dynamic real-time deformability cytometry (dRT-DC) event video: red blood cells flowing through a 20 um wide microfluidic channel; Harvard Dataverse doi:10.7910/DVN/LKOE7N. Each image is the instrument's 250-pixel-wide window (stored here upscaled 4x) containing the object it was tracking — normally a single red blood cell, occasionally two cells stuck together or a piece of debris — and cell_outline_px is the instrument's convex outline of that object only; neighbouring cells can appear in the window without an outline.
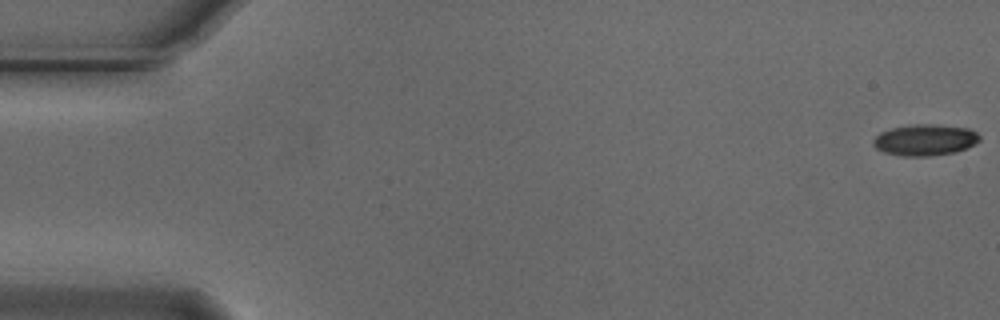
{"species": "Egyptian fruit bat (a non-hibernating species)", "species_latin": "Rousettus aegyptiacus", "temperature_condition": "cold", "stored_images_in_passage": 15, "camera_frame_rate_fps": 3000, "um_per_image_px": 0.085, "animal": {"sex": "male"}, "frame": {"image": 1, "passage_image": 1, "time_ms": 0.0, "image_size_px": [1000, 320], "cell_outline_px": [[980, 140], [976, 144], [956, 152], [928, 156], [900, 156], [884, 152], [876, 148], [872, 144], [872, 140], [880, 132], [892, 128], [916, 124], [932, 124], [968, 128], [976, 132], [980, 136]], "centroid_in_image_um": [78.62, 11.9], "position_along_channel_um": 6.4, "area_um2": 19.42}}
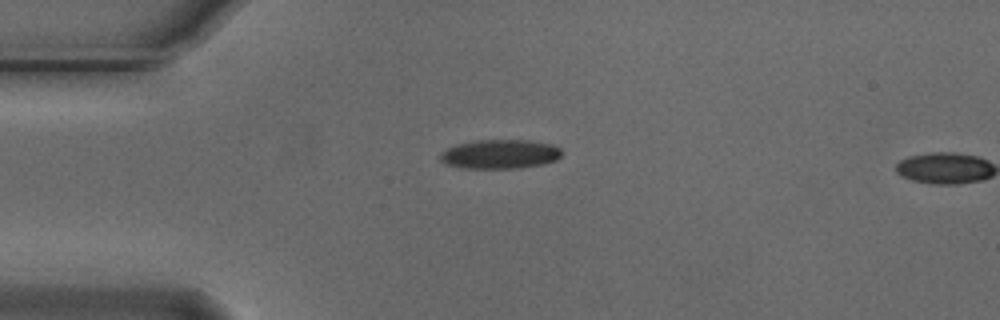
{"frame": {"image": 2, "passage_image": 14, "time_ms": 4.333, "image_size_px": [1000, 320], "cell_outline_px": [[560, 156], [556, 160], [540, 164], [520, 168], [460, 168], [444, 164], [440, 160], [440, 152], [456, 144], [476, 140], [532, 140], [552, 144], [560, 148]], "centroid_in_image_um": [42.45, 13.1], "position_along_channel_um": 42.5, "area_um2": 20.75}}